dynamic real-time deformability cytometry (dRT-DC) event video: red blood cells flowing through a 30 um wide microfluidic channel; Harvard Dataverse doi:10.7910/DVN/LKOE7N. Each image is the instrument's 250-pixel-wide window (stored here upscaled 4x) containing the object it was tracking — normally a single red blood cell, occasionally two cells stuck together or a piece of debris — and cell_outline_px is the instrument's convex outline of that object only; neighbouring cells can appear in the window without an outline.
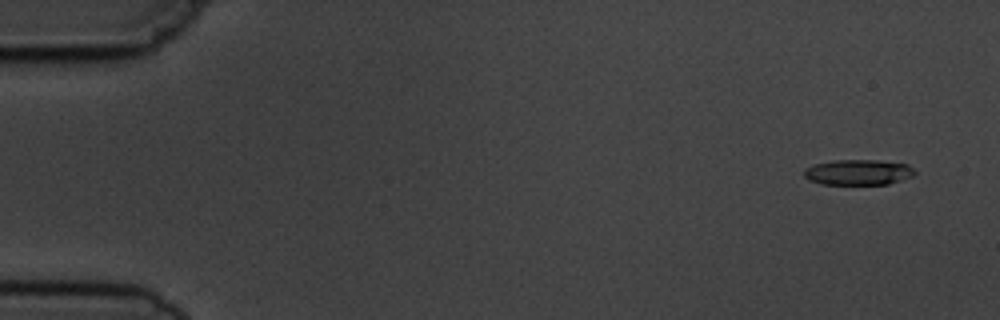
{"species": "common noctule bat (a hibernating species)", "species_latin": "Nyctalus noctula", "temperature_condition": "cold", "stored_images_in_passage": 5, "camera_frame_rate_fps": 3000, "um_per_image_px": 0.085, "animal": {"sex": "male", "body_mass_g": 19.5, "forearm_length_mm": 54.6}, "frame": {"image": 1, "passage_image": 1, "time_ms": 0.0, "image_size_px": [1000, 320], "cell_outline_px": [[916, 172], [912, 176], [888, 184], [820, 184], [808, 180], [804, 176], [804, 168], [816, 164], [832, 160], [876, 160], [908, 164]], "centroid_in_image_um": [72.92, 14.64], "position_along_channel_um": 12.1, "area_um2": 16.42}}